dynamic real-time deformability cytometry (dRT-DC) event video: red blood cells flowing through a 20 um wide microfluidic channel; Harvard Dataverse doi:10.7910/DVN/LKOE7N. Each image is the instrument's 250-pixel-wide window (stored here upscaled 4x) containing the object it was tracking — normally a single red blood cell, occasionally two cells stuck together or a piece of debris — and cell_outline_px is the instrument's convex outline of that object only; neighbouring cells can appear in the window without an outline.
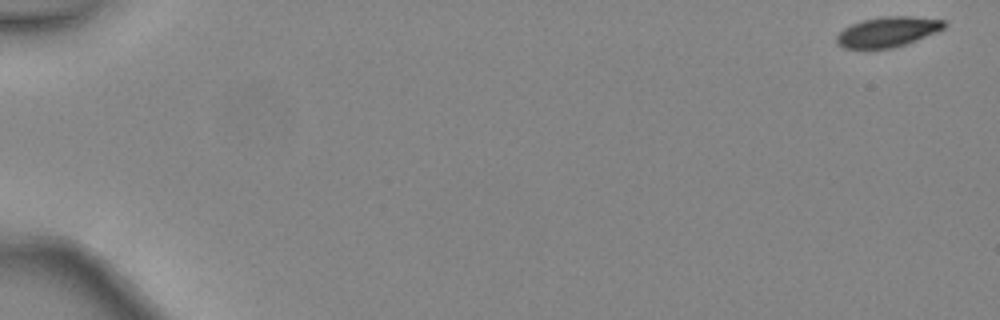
{"species": "common noctule bat (a hibernating species)", "species_latin": "Nyctalus noctula", "temperature_condition": "warm", "stored_images_in_passage": 47, "camera_frame_rate_fps": 3000, "um_per_image_px": 0.085, "animal": {"sex": "female", "body_mass_g": 24.6, "forearm_length_mm": 56.2}, "frame": {"image": 1, "passage_image": 1, "time_ms": 0.0, "image_size_px": [1000, 320], "cell_outline_px": [[948, 24], [944, 28], [936, 32], [916, 40], [892, 48], [844, 48], [836, 44], [836, 36], [844, 28], [852, 24], [864, 20], [884, 16], [908, 16], [944, 20]], "centroid_in_image_um": [75.45, 2.7], "position_along_channel_um": 9.6, "area_um2": 18.67}}
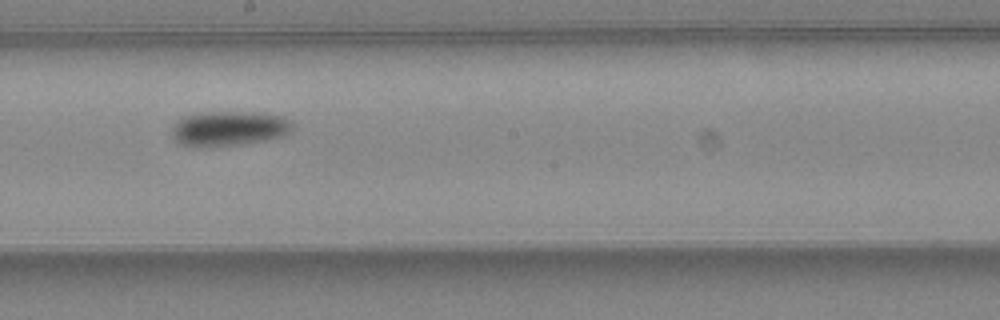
{"frame": {"image": 2, "passage_image": 28, "time_ms": 9.0, "image_size_px": [1000, 320], "cell_outline_px": [[292, 128], [284, 136], [268, 140], [244, 144], [208, 148], [200, 148], [180, 144], [172, 136], [172, 128], [176, 120], [184, 116], [204, 112], [264, 112], [284, 116], [292, 124]], "centroid_in_image_um": [19.45, 10.93], "position_along_channel_um": 228.7, "area_um2": 25.09}}
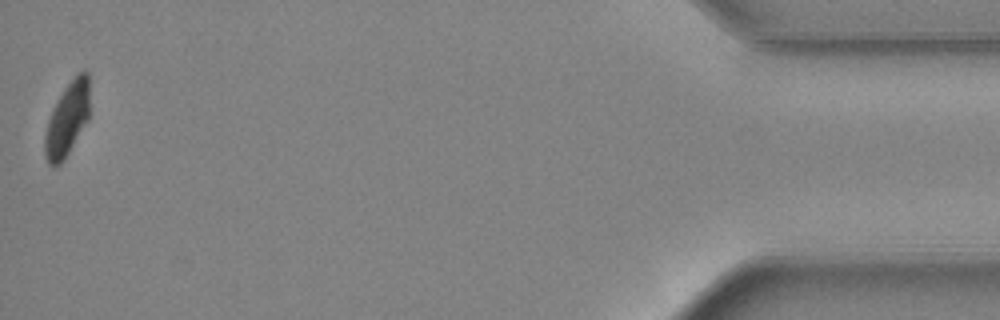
{"frame": {"image": 3, "passage_image": 47, "time_ms": 15.333, "image_size_px": [1000, 320], "cell_outline_px": [[88, 120], [64, 160], [60, 164], [52, 168], [48, 164], [44, 156], [44, 132], [52, 108], [56, 100], [64, 88], [76, 72], [84, 68], [88, 72]], "centroid_in_image_um": [5.68, 10.13], "position_along_channel_um": 429.5, "area_um2": 19.59}, "authors_computed_cell_mechanics": {"area_um2": 21.7328, "velocity_mm_per_s": 4.475, "shape_relaxation_time_tau1_ms": 2.4753, "shape_relaxation_time_tau2_ms": null, "deformation_change_tau1": 0.1019, "deformation_change_tau2": null}}